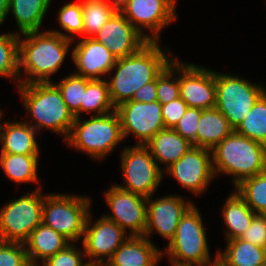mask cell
<instances>
[{
  "label": "cell",
  "instance_id": "cell-21",
  "mask_svg": "<svg viewBox=\"0 0 266 266\" xmlns=\"http://www.w3.org/2000/svg\"><path fill=\"white\" fill-rule=\"evenodd\" d=\"M4 113L0 115V153L39 155V144L35 135L39 133L28 123L23 121H7L1 124Z\"/></svg>",
  "mask_w": 266,
  "mask_h": 266
},
{
  "label": "cell",
  "instance_id": "cell-20",
  "mask_svg": "<svg viewBox=\"0 0 266 266\" xmlns=\"http://www.w3.org/2000/svg\"><path fill=\"white\" fill-rule=\"evenodd\" d=\"M161 251L145 236H129L107 263L111 266H156L164 256Z\"/></svg>",
  "mask_w": 266,
  "mask_h": 266
},
{
  "label": "cell",
  "instance_id": "cell-25",
  "mask_svg": "<svg viewBox=\"0 0 266 266\" xmlns=\"http://www.w3.org/2000/svg\"><path fill=\"white\" fill-rule=\"evenodd\" d=\"M52 0H9V14L17 23L18 35L40 31Z\"/></svg>",
  "mask_w": 266,
  "mask_h": 266
},
{
  "label": "cell",
  "instance_id": "cell-31",
  "mask_svg": "<svg viewBox=\"0 0 266 266\" xmlns=\"http://www.w3.org/2000/svg\"><path fill=\"white\" fill-rule=\"evenodd\" d=\"M234 190L254 213L266 215V171L242 180Z\"/></svg>",
  "mask_w": 266,
  "mask_h": 266
},
{
  "label": "cell",
  "instance_id": "cell-28",
  "mask_svg": "<svg viewBox=\"0 0 266 266\" xmlns=\"http://www.w3.org/2000/svg\"><path fill=\"white\" fill-rule=\"evenodd\" d=\"M39 155L0 153V166L8 179L20 183H38Z\"/></svg>",
  "mask_w": 266,
  "mask_h": 266
},
{
  "label": "cell",
  "instance_id": "cell-6",
  "mask_svg": "<svg viewBox=\"0 0 266 266\" xmlns=\"http://www.w3.org/2000/svg\"><path fill=\"white\" fill-rule=\"evenodd\" d=\"M201 213L194 204L181 218L165 251L172 266H204L211 254Z\"/></svg>",
  "mask_w": 266,
  "mask_h": 266
},
{
  "label": "cell",
  "instance_id": "cell-41",
  "mask_svg": "<svg viewBox=\"0 0 266 266\" xmlns=\"http://www.w3.org/2000/svg\"><path fill=\"white\" fill-rule=\"evenodd\" d=\"M187 108V103L181 97L162 105L161 113L165 128H174Z\"/></svg>",
  "mask_w": 266,
  "mask_h": 266
},
{
  "label": "cell",
  "instance_id": "cell-13",
  "mask_svg": "<svg viewBox=\"0 0 266 266\" xmlns=\"http://www.w3.org/2000/svg\"><path fill=\"white\" fill-rule=\"evenodd\" d=\"M124 140L131 134L137 137L136 145H145L157 132L165 129L162 105L158 101L143 103L129 100L115 108Z\"/></svg>",
  "mask_w": 266,
  "mask_h": 266
},
{
  "label": "cell",
  "instance_id": "cell-42",
  "mask_svg": "<svg viewBox=\"0 0 266 266\" xmlns=\"http://www.w3.org/2000/svg\"><path fill=\"white\" fill-rule=\"evenodd\" d=\"M157 78L146 85L139 88L133 98L132 101L149 103L157 101Z\"/></svg>",
  "mask_w": 266,
  "mask_h": 266
},
{
  "label": "cell",
  "instance_id": "cell-5",
  "mask_svg": "<svg viewBox=\"0 0 266 266\" xmlns=\"http://www.w3.org/2000/svg\"><path fill=\"white\" fill-rule=\"evenodd\" d=\"M87 120L75 118L71 132L65 141L71 148L102 160L124 140L118 114L114 110Z\"/></svg>",
  "mask_w": 266,
  "mask_h": 266
},
{
  "label": "cell",
  "instance_id": "cell-37",
  "mask_svg": "<svg viewBox=\"0 0 266 266\" xmlns=\"http://www.w3.org/2000/svg\"><path fill=\"white\" fill-rule=\"evenodd\" d=\"M84 249H80L70 243L64 249L57 252L55 255L47 258L41 266H90L88 262H84Z\"/></svg>",
  "mask_w": 266,
  "mask_h": 266
},
{
  "label": "cell",
  "instance_id": "cell-4",
  "mask_svg": "<svg viewBox=\"0 0 266 266\" xmlns=\"http://www.w3.org/2000/svg\"><path fill=\"white\" fill-rule=\"evenodd\" d=\"M215 177L231 176L233 186L266 171V146L233 131L212 150Z\"/></svg>",
  "mask_w": 266,
  "mask_h": 266
},
{
  "label": "cell",
  "instance_id": "cell-2",
  "mask_svg": "<svg viewBox=\"0 0 266 266\" xmlns=\"http://www.w3.org/2000/svg\"><path fill=\"white\" fill-rule=\"evenodd\" d=\"M71 42L74 43L51 29L19 35V84L50 82V76L60 70L66 59Z\"/></svg>",
  "mask_w": 266,
  "mask_h": 266
},
{
  "label": "cell",
  "instance_id": "cell-23",
  "mask_svg": "<svg viewBox=\"0 0 266 266\" xmlns=\"http://www.w3.org/2000/svg\"><path fill=\"white\" fill-rule=\"evenodd\" d=\"M71 242L51 227L39 224L24 243L29 263H43L47 258L64 249Z\"/></svg>",
  "mask_w": 266,
  "mask_h": 266
},
{
  "label": "cell",
  "instance_id": "cell-39",
  "mask_svg": "<svg viewBox=\"0 0 266 266\" xmlns=\"http://www.w3.org/2000/svg\"><path fill=\"white\" fill-rule=\"evenodd\" d=\"M201 114L202 109L188 107L185 114L173 128L183 138L187 139L192 146H196L197 128Z\"/></svg>",
  "mask_w": 266,
  "mask_h": 266
},
{
  "label": "cell",
  "instance_id": "cell-36",
  "mask_svg": "<svg viewBox=\"0 0 266 266\" xmlns=\"http://www.w3.org/2000/svg\"><path fill=\"white\" fill-rule=\"evenodd\" d=\"M156 91L157 101L161 105L167 104L180 97L178 59L175 58L157 77Z\"/></svg>",
  "mask_w": 266,
  "mask_h": 266
},
{
  "label": "cell",
  "instance_id": "cell-16",
  "mask_svg": "<svg viewBox=\"0 0 266 266\" xmlns=\"http://www.w3.org/2000/svg\"><path fill=\"white\" fill-rule=\"evenodd\" d=\"M180 97L188 107L212 109L216 105V71L179 61Z\"/></svg>",
  "mask_w": 266,
  "mask_h": 266
},
{
  "label": "cell",
  "instance_id": "cell-3",
  "mask_svg": "<svg viewBox=\"0 0 266 266\" xmlns=\"http://www.w3.org/2000/svg\"><path fill=\"white\" fill-rule=\"evenodd\" d=\"M24 109L30 115L31 122L24 121L38 133L48 129L67 140L75 116L68 109L58 86L54 82L19 84ZM34 123H33V122ZM32 123V124H30Z\"/></svg>",
  "mask_w": 266,
  "mask_h": 266
},
{
  "label": "cell",
  "instance_id": "cell-18",
  "mask_svg": "<svg viewBox=\"0 0 266 266\" xmlns=\"http://www.w3.org/2000/svg\"><path fill=\"white\" fill-rule=\"evenodd\" d=\"M118 58L136 53L148 40L124 17L115 12L93 37Z\"/></svg>",
  "mask_w": 266,
  "mask_h": 266
},
{
  "label": "cell",
  "instance_id": "cell-12",
  "mask_svg": "<svg viewBox=\"0 0 266 266\" xmlns=\"http://www.w3.org/2000/svg\"><path fill=\"white\" fill-rule=\"evenodd\" d=\"M176 5V0H128L122 14L148 41L160 42L161 30L177 18Z\"/></svg>",
  "mask_w": 266,
  "mask_h": 266
},
{
  "label": "cell",
  "instance_id": "cell-27",
  "mask_svg": "<svg viewBox=\"0 0 266 266\" xmlns=\"http://www.w3.org/2000/svg\"><path fill=\"white\" fill-rule=\"evenodd\" d=\"M226 248L217 251L227 266H260L266 261V248L253 245L240 238L226 241Z\"/></svg>",
  "mask_w": 266,
  "mask_h": 266
},
{
  "label": "cell",
  "instance_id": "cell-17",
  "mask_svg": "<svg viewBox=\"0 0 266 266\" xmlns=\"http://www.w3.org/2000/svg\"><path fill=\"white\" fill-rule=\"evenodd\" d=\"M152 197L147 198V222L144 236L150 240L151 234L157 232L169 243L174 237L179 221L194 203L174 194L155 200Z\"/></svg>",
  "mask_w": 266,
  "mask_h": 266
},
{
  "label": "cell",
  "instance_id": "cell-26",
  "mask_svg": "<svg viewBox=\"0 0 266 266\" xmlns=\"http://www.w3.org/2000/svg\"><path fill=\"white\" fill-rule=\"evenodd\" d=\"M222 207V217L226 226V240L240 238L256 215L246 202L233 190Z\"/></svg>",
  "mask_w": 266,
  "mask_h": 266
},
{
  "label": "cell",
  "instance_id": "cell-45",
  "mask_svg": "<svg viewBox=\"0 0 266 266\" xmlns=\"http://www.w3.org/2000/svg\"><path fill=\"white\" fill-rule=\"evenodd\" d=\"M204 266H227L219 257H217V253L214 259L211 262H208Z\"/></svg>",
  "mask_w": 266,
  "mask_h": 266
},
{
  "label": "cell",
  "instance_id": "cell-7",
  "mask_svg": "<svg viewBox=\"0 0 266 266\" xmlns=\"http://www.w3.org/2000/svg\"><path fill=\"white\" fill-rule=\"evenodd\" d=\"M90 200L81 195L48 193L44 198L42 223L75 243L83 237Z\"/></svg>",
  "mask_w": 266,
  "mask_h": 266
},
{
  "label": "cell",
  "instance_id": "cell-15",
  "mask_svg": "<svg viewBox=\"0 0 266 266\" xmlns=\"http://www.w3.org/2000/svg\"><path fill=\"white\" fill-rule=\"evenodd\" d=\"M163 173L175 178L182 187L200 195L215 177L211 150L192 146Z\"/></svg>",
  "mask_w": 266,
  "mask_h": 266
},
{
  "label": "cell",
  "instance_id": "cell-46",
  "mask_svg": "<svg viewBox=\"0 0 266 266\" xmlns=\"http://www.w3.org/2000/svg\"><path fill=\"white\" fill-rule=\"evenodd\" d=\"M92 266H111L110 264L106 263V262H103V263H97V264H94Z\"/></svg>",
  "mask_w": 266,
  "mask_h": 266
},
{
  "label": "cell",
  "instance_id": "cell-44",
  "mask_svg": "<svg viewBox=\"0 0 266 266\" xmlns=\"http://www.w3.org/2000/svg\"><path fill=\"white\" fill-rule=\"evenodd\" d=\"M9 0H0V26L5 22L9 15Z\"/></svg>",
  "mask_w": 266,
  "mask_h": 266
},
{
  "label": "cell",
  "instance_id": "cell-43",
  "mask_svg": "<svg viewBox=\"0 0 266 266\" xmlns=\"http://www.w3.org/2000/svg\"><path fill=\"white\" fill-rule=\"evenodd\" d=\"M107 3L115 12L122 13L127 7L128 0H107Z\"/></svg>",
  "mask_w": 266,
  "mask_h": 266
},
{
  "label": "cell",
  "instance_id": "cell-30",
  "mask_svg": "<svg viewBox=\"0 0 266 266\" xmlns=\"http://www.w3.org/2000/svg\"><path fill=\"white\" fill-rule=\"evenodd\" d=\"M234 131L266 146V92Z\"/></svg>",
  "mask_w": 266,
  "mask_h": 266
},
{
  "label": "cell",
  "instance_id": "cell-22",
  "mask_svg": "<svg viewBox=\"0 0 266 266\" xmlns=\"http://www.w3.org/2000/svg\"><path fill=\"white\" fill-rule=\"evenodd\" d=\"M145 146L149 149L158 166L162 163L166 170L178 161L192 144L173 128H165L157 132Z\"/></svg>",
  "mask_w": 266,
  "mask_h": 266
},
{
  "label": "cell",
  "instance_id": "cell-40",
  "mask_svg": "<svg viewBox=\"0 0 266 266\" xmlns=\"http://www.w3.org/2000/svg\"><path fill=\"white\" fill-rule=\"evenodd\" d=\"M240 239L266 248V215L256 214Z\"/></svg>",
  "mask_w": 266,
  "mask_h": 266
},
{
  "label": "cell",
  "instance_id": "cell-34",
  "mask_svg": "<svg viewBox=\"0 0 266 266\" xmlns=\"http://www.w3.org/2000/svg\"><path fill=\"white\" fill-rule=\"evenodd\" d=\"M90 81V79L72 73L60 82L55 83L61 91L68 109L75 118L81 117V102L83 101L86 86Z\"/></svg>",
  "mask_w": 266,
  "mask_h": 266
},
{
  "label": "cell",
  "instance_id": "cell-35",
  "mask_svg": "<svg viewBox=\"0 0 266 266\" xmlns=\"http://www.w3.org/2000/svg\"><path fill=\"white\" fill-rule=\"evenodd\" d=\"M58 23L61 30H52L51 32L60 34L62 37L74 41L75 35L83 33V15H82V0L80 2H69L61 6L58 11ZM70 34V35H69Z\"/></svg>",
  "mask_w": 266,
  "mask_h": 266
},
{
  "label": "cell",
  "instance_id": "cell-29",
  "mask_svg": "<svg viewBox=\"0 0 266 266\" xmlns=\"http://www.w3.org/2000/svg\"><path fill=\"white\" fill-rule=\"evenodd\" d=\"M115 107L111 103L107 77L101 80H91L85 89L81 102V113H91L101 116L113 112Z\"/></svg>",
  "mask_w": 266,
  "mask_h": 266
},
{
  "label": "cell",
  "instance_id": "cell-38",
  "mask_svg": "<svg viewBox=\"0 0 266 266\" xmlns=\"http://www.w3.org/2000/svg\"><path fill=\"white\" fill-rule=\"evenodd\" d=\"M28 264L25 244L0 241V266H27Z\"/></svg>",
  "mask_w": 266,
  "mask_h": 266
},
{
  "label": "cell",
  "instance_id": "cell-33",
  "mask_svg": "<svg viewBox=\"0 0 266 266\" xmlns=\"http://www.w3.org/2000/svg\"><path fill=\"white\" fill-rule=\"evenodd\" d=\"M19 35L9 32L0 35V77L16 80L19 85ZM18 80V81H17Z\"/></svg>",
  "mask_w": 266,
  "mask_h": 266
},
{
  "label": "cell",
  "instance_id": "cell-8",
  "mask_svg": "<svg viewBox=\"0 0 266 266\" xmlns=\"http://www.w3.org/2000/svg\"><path fill=\"white\" fill-rule=\"evenodd\" d=\"M42 187L0 208V241L25 243L31 232L42 223V209L45 196Z\"/></svg>",
  "mask_w": 266,
  "mask_h": 266
},
{
  "label": "cell",
  "instance_id": "cell-1",
  "mask_svg": "<svg viewBox=\"0 0 266 266\" xmlns=\"http://www.w3.org/2000/svg\"><path fill=\"white\" fill-rule=\"evenodd\" d=\"M161 50L159 41H148L136 53L118 58L111 69L115 75L107 80L111 103L116 108L132 100L135 92L155 80L174 60ZM172 56V57H171Z\"/></svg>",
  "mask_w": 266,
  "mask_h": 266
},
{
  "label": "cell",
  "instance_id": "cell-32",
  "mask_svg": "<svg viewBox=\"0 0 266 266\" xmlns=\"http://www.w3.org/2000/svg\"><path fill=\"white\" fill-rule=\"evenodd\" d=\"M114 13L107 0H82V35L93 38Z\"/></svg>",
  "mask_w": 266,
  "mask_h": 266
},
{
  "label": "cell",
  "instance_id": "cell-11",
  "mask_svg": "<svg viewBox=\"0 0 266 266\" xmlns=\"http://www.w3.org/2000/svg\"><path fill=\"white\" fill-rule=\"evenodd\" d=\"M104 194L112 214L103 216L116 223L130 236H144L147 222V197L125 191L115 184Z\"/></svg>",
  "mask_w": 266,
  "mask_h": 266
},
{
  "label": "cell",
  "instance_id": "cell-9",
  "mask_svg": "<svg viewBox=\"0 0 266 266\" xmlns=\"http://www.w3.org/2000/svg\"><path fill=\"white\" fill-rule=\"evenodd\" d=\"M266 92L264 85L255 84L235 74L216 72V105L235 130Z\"/></svg>",
  "mask_w": 266,
  "mask_h": 266
},
{
  "label": "cell",
  "instance_id": "cell-10",
  "mask_svg": "<svg viewBox=\"0 0 266 266\" xmlns=\"http://www.w3.org/2000/svg\"><path fill=\"white\" fill-rule=\"evenodd\" d=\"M120 159L125 183L115 185L147 198L153 196L161 184L164 170L158 166L149 149L145 145L136 144L125 147Z\"/></svg>",
  "mask_w": 266,
  "mask_h": 266
},
{
  "label": "cell",
  "instance_id": "cell-24",
  "mask_svg": "<svg viewBox=\"0 0 266 266\" xmlns=\"http://www.w3.org/2000/svg\"><path fill=\"white\" fill-rule=\"evenodd\" d=\"M233 131L229 121L217 108L202 110L198 122L196 146L212 150Z\"/></svg>",
  "mask_w": 266,
  "mask_h": 266
},
{
  "label": "cell",
  "instance_id": "cell-19",
  "mask_svg": "<svg viewBox=\"0 0 266 266\" xmlns=\"http://www.w3.org/2000/svg\"><path fill=\"white\" fill-rule=\"evenodd\" d=\"M71 56L77 68L74 74L90 80H101V76L109 75L117 60L102 43L86 37L77 41Z\"/></svg>",
  "mask_w": 266,
  "mask_h": 266
},
{
  "label": "cell",
  "instance_id": "cell-47",
  "mask_svg": "<svg viewBox=\"0 0 266 266\" xmlns=\"http://www.w3.org/2000/svg\"><path fill=\"white\" fill-rule=\"evenodd\" d=\"M260 266H266V261L264 263H262Z\"/></svg>",
  "mask_w": 266,
  "mask_h": 266
},
{
  "label": "cell",
  "instance_id": "cell-14",
  "mask_svg": "<svg viewBox=\"0 0 266 266\" xmlns=\"http://www.w3.org/2000/svg\"><path fill=\"white\" fill-rule=\"evenodd\" d=\"M92 221L91 211L87 217L85 230L82 237V246L88 264L90 266L108 262L114 252L128 239L130 236L116 223L108 220L102 215L97 220ZM92 223V224H91ZM105 259L103 260V258Z\"/></svg>",
  "mask_w": 266,
  "mask_h": 266
}]
</instances>
